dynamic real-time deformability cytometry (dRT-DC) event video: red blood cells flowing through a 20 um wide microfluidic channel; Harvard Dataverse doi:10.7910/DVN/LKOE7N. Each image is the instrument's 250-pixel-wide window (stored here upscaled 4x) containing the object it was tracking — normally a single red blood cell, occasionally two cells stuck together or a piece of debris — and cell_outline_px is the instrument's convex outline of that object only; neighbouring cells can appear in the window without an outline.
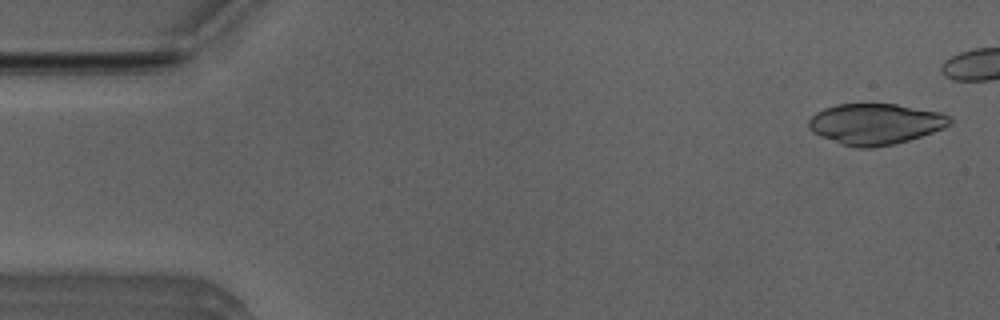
{"species": "Egyptian fruit bat (a non-hibernating species)", "species_latin": "Rousettus aegyptiacus", "temperature_condition": "room temperature", "stored_images_in_passage": 41, "camera_frame_rate_fps": 3000, "um_per_image_px": 0.085, "animal": {"sex": "male"}, "frame": {"image": 1, "passage_image": 2, "time_ms": 0.333, "image_size_px": [1000, 320], "cell_outline_px": [[952, 120], [944, 128], [908, 140], [892, 144], [868, 148], [856, 148], [840, 144], [820, 136], [812, 132], [808, 128], [808, 120], [816, 112], [824, 108], [836, 104], [896, 104], [940, 112], [948, 116]], "centroid_in_image_um": [74.35, 10.53], "position_along_channel_um": 10.6, "area_um2": 33.52}}